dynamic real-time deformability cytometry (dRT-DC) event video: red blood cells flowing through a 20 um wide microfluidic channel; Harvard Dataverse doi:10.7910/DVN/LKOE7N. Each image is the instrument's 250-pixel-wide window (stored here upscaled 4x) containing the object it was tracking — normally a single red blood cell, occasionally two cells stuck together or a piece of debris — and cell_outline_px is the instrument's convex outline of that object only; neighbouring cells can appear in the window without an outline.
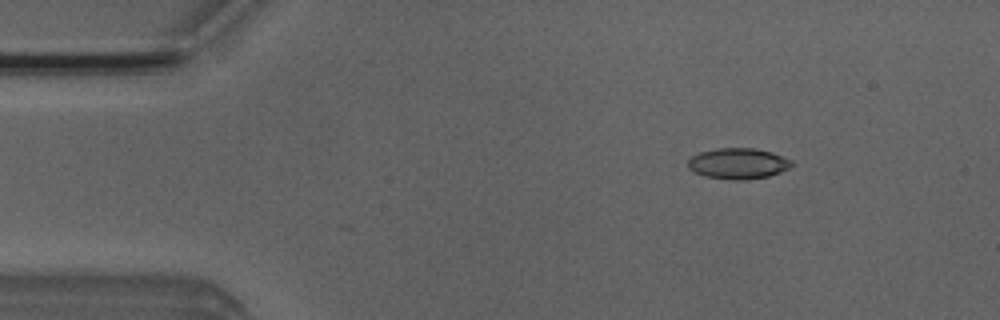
{"species": "Egyptian fruit bat (a non-hibernating species)", "species_latin": "Rousettus aegyptiacus", "temperature_condition": "room temperature", "stored_images_in_passage": 4, "camera_frame_rate_fps": 3000, "um_per_image_px": 0.085, "animal": {"sex": "male"}, "frame": {"image": 1, "passage_image": 2, "time_ms": 1.333, "image_size_px": [1000, 320], "cell_outline_px": [[796, 164], [792, 168], [768, 176], [740, 180], [736, 180], [704, 176], [688, 168], [688, 160], [692, 156], [700, 152], [716, 148], [752, 148], [772, 152], [792, 160]], "centroid_in_image_um": [62.78, 13.89], "position_along_channel_um": 22.2, "area_um2": 18.67}}